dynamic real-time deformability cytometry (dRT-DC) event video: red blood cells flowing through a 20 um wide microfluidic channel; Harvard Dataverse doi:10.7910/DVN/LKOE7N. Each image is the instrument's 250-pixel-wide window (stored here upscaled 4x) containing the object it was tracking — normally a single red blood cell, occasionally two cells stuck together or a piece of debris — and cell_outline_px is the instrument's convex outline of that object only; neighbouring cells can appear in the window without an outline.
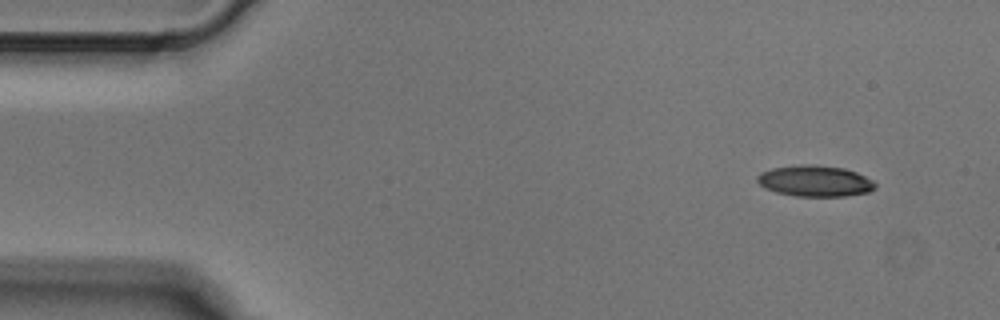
{"species": "Egyptian fruit bat (a non-hibernating species)", "species_latin": "Rousettus aegyptiacus", "temperature_condition": "cold", "stored_images_in_passage": 5, "segment_of_instrument_passage": [1, 2], "camera_frame_rate_fps": 3000, "um_per_image_px": 0.085, "animal": {"sex": "male"}, "frame": {"image": 1, "passage_image": 1, "time_ms": 0.0, "image_size_px": [1000, 320], "cell_outline_px": [[876, 188], [868, 192], [844, 196], [796, 196], [776, 192], [764, 188], [756, 180], [756, 176], [760, 172], [772, 168], [800, 164], [812, 164], [844, 168], [856, 172], [872, 180], [876, 184]], "centroid_in_image_um": [69.25, 15.38], "position_along_channel_um": 15.8, "area_um2": 21.44}}
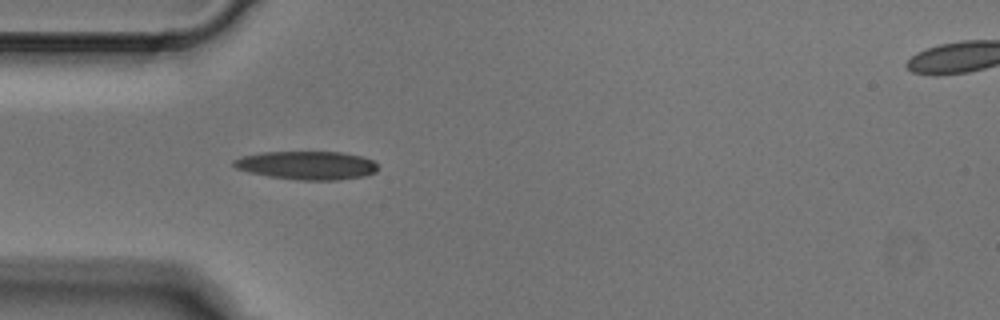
{"frame": {"image": 2, "passage_image": 4, "time_ms": 1.0, "image_size_px": [1000, 320], "cell_outline_px": [[376, 172], [364, 176], [336, 180], [300, 180], [268, 176], [248, 172], [236, 168], [232, 164], [232, 160], [240, 156], [260, 152], [340, 152], [360, 156], [372, 160], [376, 164]], "centroid_in_image_um": [26.03, 14.05], "position_along_channel_um": 59.0, "area_um2": 23.87}}